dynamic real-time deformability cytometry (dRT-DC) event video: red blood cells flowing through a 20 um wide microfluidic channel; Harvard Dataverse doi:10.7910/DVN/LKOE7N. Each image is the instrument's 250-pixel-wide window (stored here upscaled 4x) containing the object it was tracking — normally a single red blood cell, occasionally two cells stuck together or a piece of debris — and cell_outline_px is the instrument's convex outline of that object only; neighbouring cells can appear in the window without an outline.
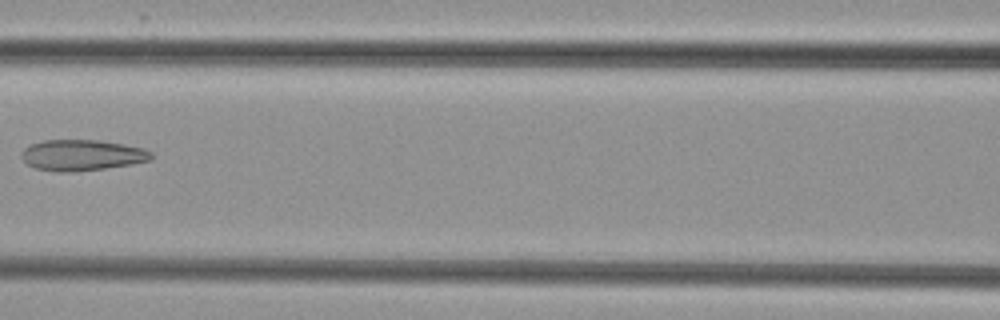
{"species": "common noctule bat (a hibernating species)", "species_latin": "Nyctalus noctula", "temperature_condition": "cold", "stored_images_in_passage": 4, "camera_frame_rate_fps": 3000, "um_per_image_px": 0.085, "animal": {"sex": "female", "body_mass_g": 29.2, "forearm_length_mm": 56.3}, "frame": {"image": 1, "passage_image": 3, "time_ms": 3.333, "image_size_px": [1000, 320], "cell_outline_px": [[152, 160], [132, 164], [104, 168], [68, 172], [56, 172], [36, 168], [28, 164], [20, 156], [20, 152], [24, 148], [32, 144], [44, 140], [100, 140], [124, 144], [144, 148], [152, 152]], "centroid_in_image_um": [6.97, 13.18], "position_along_channel_um": 159.6, "area_um2": 23.41}}
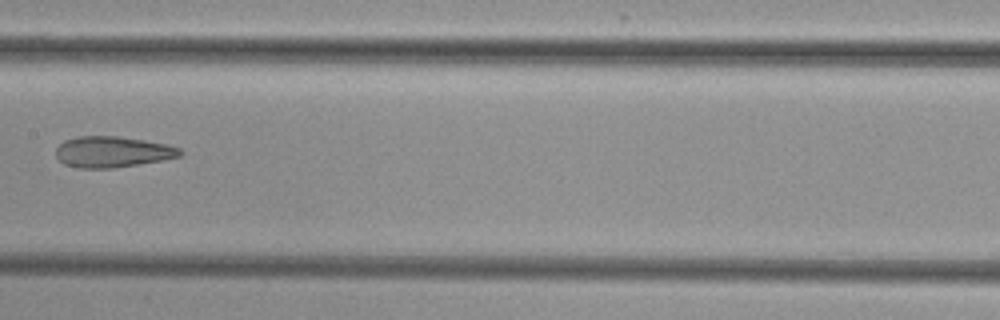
{"frame": {"image": 2, "passage_image": 4, "time_ms": 4.333, "image_size_px": [1000, 320], "cell_outline_px": [[184, 152], [180, 156], [160, 160], [112, 168], [80, 168], [64, 164], [56, 156], [56, 148], [64, 140], [76, 136], [116, 136], [144, 140], [164, 144], [180, 148]], "centroid_in_image_um": [9.52, 12.9], "position_along_channel_um": 197.9, "area_um2": 22.2}}